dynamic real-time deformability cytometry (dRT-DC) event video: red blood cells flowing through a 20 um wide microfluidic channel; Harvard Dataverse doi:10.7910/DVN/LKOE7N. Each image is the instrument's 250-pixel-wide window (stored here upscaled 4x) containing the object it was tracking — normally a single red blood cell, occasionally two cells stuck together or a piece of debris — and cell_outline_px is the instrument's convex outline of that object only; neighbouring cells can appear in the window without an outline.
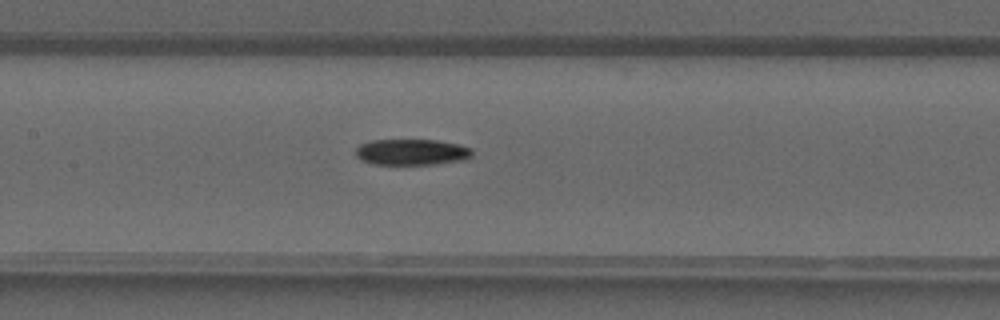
{"species": "common noctule bat (a hibernating species)", "species_latin": "Nyctalus noctula", "temperature_condition": "warm", "stored_images_in_passage": 33, "camera_frame_rate_fps": 3000, "um_per_image_px": 0.085, "animal": {"sex": "male", "forearm_length_mm": 52.5}, "frame": {"image": 1, "passage_image": 12, "time_ms": 3.667, "image_size_px": [1000, 320], "cell_outline_px": [[472, 156], [464, 160], [432, 164], [372, 164], [360, 160], [356, 156], [356, 148], [360, 144], [372, 140], [436, 140], [460, 144], [472, 148]], "centroid_in_image_um": [34.99, 12.92], "position_along_channel_um": 172.4, "area_um2": 17.74}}
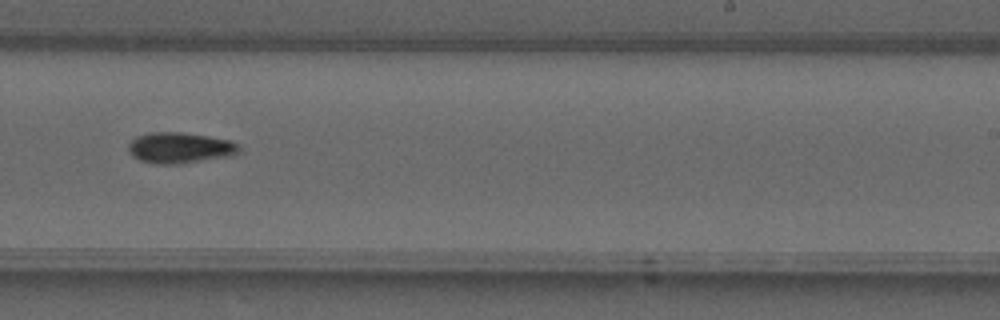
{"frame": {"image": 2, "passage_image": 18, "time_ms": 5.667, "image_size_px": [1000, 320], "cell_outline_px": [[240, 148], [236, 152], [228, 156], [172, 164], [164, 164], [140, 160], [132, 156], [128, 148], [128, 144], [136, 136], [148, 132], [180, 132], [208, 136], [232, 140]], "centroid_in_image_um": [15.24, 12.53], "position_along_channel_um": 273.8, "area_um2": 19.48}}
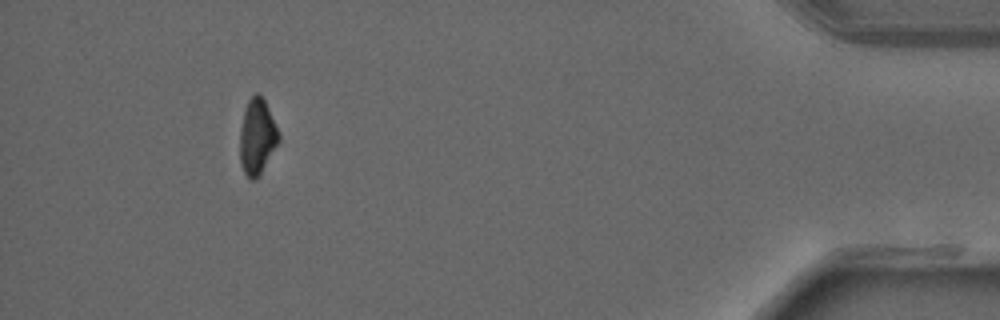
{"frame": {"image": 3, "passage_image": 30, "time_ms": 9.667, "image_size_px": [1000, 320], "cell_outline_px": [[280, 140], [260, 176], [256, 180], [252, 180], [244, 172], [240, 164], [240, 128], [244, 108], [248, 100], [256, 92], [260, 92], [268, 108], [280, 136]], "centroid_in_image_um": [21.85, 11.63], "position_along_channel_um": 413.4, "area_um2": 17.22}}